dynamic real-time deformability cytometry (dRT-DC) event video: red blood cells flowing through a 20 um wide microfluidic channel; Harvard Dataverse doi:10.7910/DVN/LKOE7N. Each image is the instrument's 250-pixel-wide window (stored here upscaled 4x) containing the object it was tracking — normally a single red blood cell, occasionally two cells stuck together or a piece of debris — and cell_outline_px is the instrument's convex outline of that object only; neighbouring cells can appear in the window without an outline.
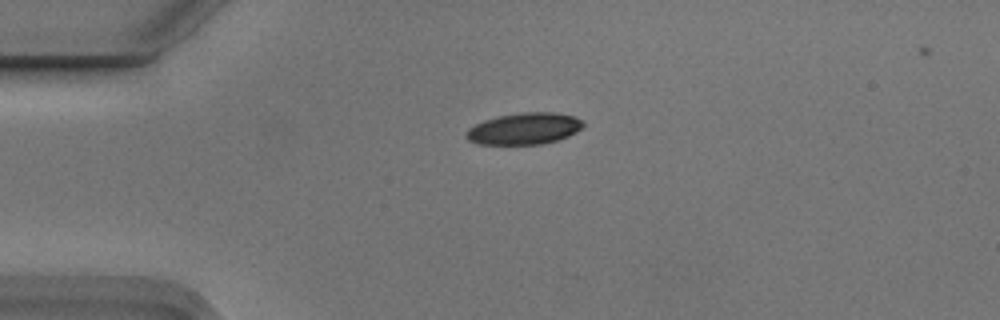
{"species": "Egyptian fruit bat (a non-hibernating species)", "species_latin": "Rousettus aegyptiacus", "temperature_condition": "cold", "stored_images_in_passage": 2, "camera_frame_rate_fps": 3000, "um_per_image_px": 0.085, "animal": {"sex": "male"}, "frame": {"image": 1, "passage_image": 2, "time_ms": 0.333, "image_size_px": [1000, 320], "cell_outline_px": [[584, 124], [576, 132], [568, 136], [556, 140], [540, 144], [480, 144], [468, 140], [464, 136], [468, 128], [484, 120], [500, 116], [524, 112], [552, 112], [572, 116], [580, 120]], "centroid_in_image_um": [44.52, 10.94], "position_along_channel_um": 40.5, "area_um2": 21.21}}